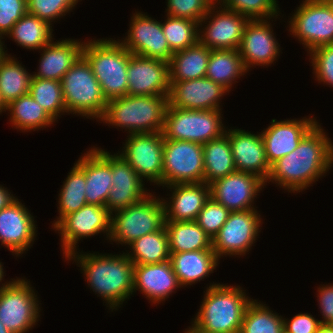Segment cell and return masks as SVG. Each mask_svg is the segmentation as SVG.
<instances>
[{
  "label": "cell",
  "mask_w": 333,
  "mask_h": 333,
  "mask_svg": "<svg viewBox=\"0 0 333 333\" xmlns=\"http://www.w3.org/2000/svg\"><path fill=\"white\" fill-rule=\"evenodd\" d=\"M320 124L300 141L295 150L271 165L265 185L271 182L288 193L298 194L328 174L333 167V142Z\"/></svg>",
  "instance_id": "cell-1"
},
{
  "label": "cell",
  "mask_w": 333,
  "mask_h": 333,
  "mask_svg": "<svg viewBox=\"0 0 333 333\" xmlns=\"http://www.w3.org/2000/svg\"><path fill=\"white\" fill-rule=\"evenodd\" d=\"M90 252L72 251L64 261L80 267L90 291L104 301L103 305L106 303L109 311H118L133 295L134 264L124 251L119 254Z\"/></svg>",
  "instance_id": "cell-2"
},
{
  "label": "cell",
  "mask_w": 333,
  "mask_h": 333,
  "mask_svg": "<svg viewBox=\"0 0 333 333\" xmlns=\"http://www.w3.org/2000/svg\"><path fill=\"white\" fill-rule=\"evenodd\" d=\"M204 288L200 308L190 324L205 333H239L246 307L253 297L239 285L210 281Z\"/></svg>",
  "instance_id": "cell-3"
},
{
  "label": "cell",
  "mask_w": 333,
  "mask_h": 333,
  "mask_svg": "<svg viewBox=\"0 0 333 333\" xmlns=\"http://www.w3.org/2000/svg\"><path fill=\"white\" fill-rule=\"evenodd\" d=\"M168 97L125 95L108 101L97 121L129 134L162 132ZM120 127V128H119Z\"/></svg>",
  "instance_id": "cell-4"
},
{
  "label": "cell",
  "mask_w": 333,
  "mask_h": 333,
  "mask_svg": "<svg viewBox=\"0 0 333 333\" xmlns=\"http://www.w3.org/2000/svg\"><path fill=\"white\" fill-rule=\"evenodd\" d=\"M82 56L88 61L107 99L127 95L130 52L116 38H85Z\"/></svg>",
  "instance_id": "cell-5"
},
{
  "label": "cell",
  "mask_w": 333,
  "mask_h": 333,
  "mask_svg": "<svg viewBox=\"0 0 333 333\" xmlns=\"http://www.w3.org/2000/svg\"><path fill=\"white\" fill-rule=\"evenodd\" d=\"M152 192L139 202L111 213L108 242L127 247L136 239L154 233L164 226L165 207L162 197Z\"/></svg>",
  "instance_id": "cell-6"
},
{
  "label": "cell",
  "mask_w": 333,
  "mask_h": 333,
  "mask_svg": "<svg viewBox=\"0 0 333 333\" xmlns=\"http://www.w3.org/2000/svg\"><path fill=\"white\" fill-rule=\"evenodd\" d=\"M60 82L68 115L96 121L103 116L108 101L90 64L83 56L66 72Z\"/></svg>",
  "instance_id": "cell-7"
},
{
  "label": "cell",
  "mask_w": 333,
  "mask_h": 333,
  "mask_svg": "<svg viewBox=\"0 0 333 333\" xmlns=\"http://www.w3.org/2000/svg\"><path fill=\"white\" fill-rule=\"evenodd\" d=\"M299 4L287 20L291 37L300 42L307 54L333 44V0H302Z\"/></svg>",
  "instance_id": "cell-8"
},
{
  "label": "cell",
  "mask_w": 333,
  "mask_h": 333,
  "mask_svg": "<svg viewBox=\"0 0 333 333\" xmlns=\"http://www.w3.org/2000/svg\"><path fill=\"white\" fill-rule=\"evenodd\" d=\"M222 112V110H190L167 106L162 131L164 139L184 140L202 145L217 139L227 128L223 122Z\"/></svg>",
  "instance_id": "cell-9"
},
{
  "label": "cell",
  "mask_w": 333,
  "mask_h": 333,
  "mask_svg": "<svg viewBox=\"0 0 333 333\" xmlns=\"http://www.w3.org/2000/svg\"><path fill=\"white\" fill-rule=\"evenodd\" d=\"M34 288L30 279L16 277L0 289V322L10 332L27 333L41 319V301Z\"/></svg>",
  "instance_id": "cell-10"
},
{
  "label": "cell",
  "mask_w": 333,
  "mask_h": 333,
  "mask_svg": "<svg viewBox=\"0 0 333 333\" xmlns=\"http://www.w3.org/2000/svg\"><path fill=\"white\" fill-rule=\"evenodd\" d=\"M52 229L60 237V251L62 258H65L72 251L78 250V244L84 238L103 234L108 242L111 231V212L106 206L86 204L78 211L64 216Z\"/></svg>",
  "instance_id": "cell-11"
},
{
  "label": "cell",
  "mask_w": 333,
  "mask_h": 333,
  "mask_svg": "<svg viewBox=\"0 0 333 333\" xmlns=\"http://www.w3.org/2000/svg\"><path fill=\"white\" fill-rule=\"evenodd\" d=\"M260 214L257 209L230 212L228 219L212 239V250L219 260L222 257L240 258L249 254L262 230L264 220Z\"/></svg>",
  "instance_id": "cell-12"
},
{
  "label": "cell",
  "mask_w": 333,
  "mask_h": 333,
  "mask_svg": "<svg viewBox=\"0 0 333 333\" xmlns=\"http://www.w3.org/2000/svg\"><path fill=\"white\" fill-rule=\"evenodd\" d=\"M163 147L162 132L129 134L117 153L144 182L163 187Z\"/></svg>",
  "instance_id": "cell-13"
},
{
  "label": "cell",
  "mask_w": 333,
  "mask_h": 333,
  "mask_svg": "<svg viewBox=\"0 0 333 333\" xmlns=\"http://www.w3.org/2000/svg\"><path fill=\"white\" fill-rule=\"evenodd\" d=\"M202 144L164 139L163 188L173 184L203 183Z\"/></svg>",
  "instance_id": "cell-14"
},
{
  "label": "cell",
  "mask_w": 333,
  "mask_h": 333,
  "mask_svg": "<svg viewBox=\"0 0 333 333\" xmlns=\"http://www.w3.org/2000/svg\"><path fill=\"white\" fill-rule=\"evenodd\" d=\"M248 22L245 16L215 2L198 23V42L211 50H238Z\"/></svg>",
  "instance_id": "cell-15"
},
{
  "label": "cell",
  "mask_w": 333,
  "mask_h": 333,
  "mask_svg": "<svg viewBox=\"0 0 333 333\" xmlns=\"http://www.w3.org/2000/svg\"><path fill=\"white\" fill-rule=\"evenodd\" d=\"M131 16L127 34L117 40L134 55L169 63L174 52L164 36L162 20L157 21L141 10L132 12Z\"/></svg>",
  "instance_id": "cell-16"
},
{
  "label": "cell",
  "mask_w": 333,
  "mask_h": 333,
  "mask_svg": "<svg viewBox=\"0 0 333 333\" xmlns=\"http://www.w3.org/2000/svg\"><path fill=\"white\" fill-rule=\"evenodd\" d=\"M277 18L280 20V17H274L264 20H249L247 23L238 51L248 72L256 66L267 68L274 65L279 59L282 53L281 45L274 35V24L272 25L273 21H277Z\"/></svg>",
  "instance_id": "cell-17"
},
{
  "label": "cell",
  "mask_w": 333,
  "mask_h": 333,
  "mask_svg": "<svg viewBox=\"0 0 333 333\" xmlns=\"http://www.w3.org/2000/svg\"><path fill=\"white\" fill-rule=\"evenodd\" d=\"M16 199L0 210V246L5 247L14 257H23L38 240L37 221L25 203ZM35 219V220H34Z\"/></svg>",
  "instance_id": "cell-18"
},
{
  "label": "cell",
  "mask_w": 333,
  "mask_h": 333,
  "mask_svg": "<svg viewBox=\"0 0 333 333\" xmlns=\"http://www.w3.org/2000/svg\"><path fill=\"white\" fill-rule=\"evenodd\" d=\"M210 197L230 212L256 209L255 200L259 197L265 181L248 172L235 171L209 184Z\"/></svg>",
  "instance_id": "cell-19"
},
{
  "label": "cell",
  "mask_w": 333,
  "mask_h": 333,
  "mask_svg": "<svg viewBox=\"0 0 333 333\" xmlns=\"http://www.w3.org/2000/svg\"><path fill=\"white\" fill-rule=\"evenodd\" d=\"M168 106L190 110H223L222 99L229 91L207 77L169 81Z\"/></svg>",
  "instance_id": "cell-20"
},
{
  "label": "cell",
  "mask_w": 333,
  "mask_h": 333,
  "mask_svg": "<svg viewBox=\"0 0 333 333\" xmlns=\"http://www.w3.org/2000/svg\"><path fill=\"white\" fill-rule=\"evenodd\" d=\"M314 115L293 119H272L260 134L265 154L271 166L278 159L295 150L300 141L319 123Z\"/></svg>",
  "instance_id": "cell-21"
},
{
  "label": "cell",
  "mask_w": 333,
  "mask_h": 333,
  "mask_svg": "<svg viewBox=\"0 0 333 333\" xmlns=\"http://www.w3.org/2000/svg\"><path fill=\"white\" fill-rule=\"evenodd\" d=\"M127 95H169V63L130 53Z\"/></svg>",
  "instance_id": "cell-22"
},
{
  "label": "cell",
  "mask_w": 333,
  "mask_h": 333,
  "mask_svg": "<svg viewBox=\"0 0 333 333\" xmlns=\"http://www.w3.org/2000/svg\"><path fill=\"white\" fill-rule=\"evenodd\" d=\"M81 155L75 164L85 173L87 204L105 206L113 183L112 153L93 146Z\"/></svg>",
  "instance_id": "cell-23"
},
{
  "label": "cell",
  "mask_w": 333,
  "mask_h": 333,
  "mask_svg": "<svg viewBox=\"0 0 333 333\" xmlns=\"http://www.w3.org/2000/svg\"><path fill=\"white\" fill-rule=\"evenodd\" d=\"M225 134L229 138L236 170L252 173L266 181L271 166L266 158L260 132L255 134L242 128L227 127Z\"/></svg>",
  "instance_id": "cell-24"
},
{
  "label": "cell",
  "mask_w": 333,
  "mask_h": 333,
  "mask_svg": "<svg viewBox=\"0 0 333 333\" xmlns=\"http://www.w3.org/2000/svg\"><path fill=\"white\" fill-rule=\"evenodd\" d=\"M183 288L172 267L170 260L147 265H134L133 268V295L139 292L149 300V303L161 304Z\"/></svg>",
  "instance_id": "cell-25"
},
{
  "label": "cell",
  "mask_w": 333,
  "mask_h": 333,
  "mask_svg": "<svg viewBox=\"0 0 333 333\" xmlns=\"http://www.w3.org/2000/svg\"><path fill=\"white\" fill-rule=\"evenodd\" d=\"M112 181L105 205L111 213L129 207L151 193L134 168L117 152L112 154Z\"/></svg>",
  "instance_id": "cell-26"
},
{
  "label": "cell",
  "mask_w": 333,
  "mask_h": 333,
  "mask_svg": "<svg viewBox=\"0 0 333 333\" xmlns=\"http://www.w3.org/2000/svg\"><path fill=\"white\" fill-rule=\"evenodd\" d=\"M165 187V190L171 192L162 197L165 221H196L205 202L210 198V187L205 182L173 184Z\"/></svg>",
  "instance_id": "cell-27"
},
{
  "label": "cell",
  "mask_w": 333,
  "mask_h": 333,
  "mask_svg": "<svg viewBox=\"0 0 333 333\" xmlns=\"http://www.w3.org/2000/svg\"><path fill=\"white\" fill-rule=\"evenodd\" d=\"M54 40L38 50L41 57L37 71L32 72L34 78L61 81L66 72L82 56L85 40L73 38Z\"/></svg>",
  "instance_id": "cell-28"
},
{
  "label": "cell",
  "mask_w": 333,
  "mask_h": 333,
  "mask_svg": "<svg viewBox=\"0 0 333 333\" xmlns=\"http://www.w3.org/2000/svg\"><path fill=\"white\" fill-rule=\"evenodd\" d=\"M170 261L183 288L204 281L220 264L213 250L171 253Z\"/></svg>",
  "instance_id": "cell-29"
},
{
  "label": "cell",
  "mask_w": 333,
  "mask_h": 333,
  "mask_svg": "<svg viewBox=\"0 0 333 333\" xmlns=\"http://www.w3.org/2000/svg\"><path fill=\"white\" fill-rule=\"evenodd\" d=\"M248 73L243 59L236 49L211 50L206 77L222 85L229 92L241 77ZM245 75V76H244Z\"/></svg>",
  "instance_id": "cell-30"
},
{
  "label": "cell",
  "mask_w": 333,
  "mask_h": 333,
  "mask_svg": "<svg viewBox=\"0 0 333 333\" xmlns=\"http://www.w3.org/2000/svg\"><path fill=\"white\" fill-rule=\"evenodd\" d=\"M9 122L12 129L32 132L55 125V120L41 107L29 93L7 105ZM10 114V115H9Z\"/></svg>",
  "instance_id": "cell-31"
},
{
  "label": "cell",
  "mask_w": 333,
  "mask_h": 333,
  "mask_svg": "<svg viewBox=\"0 0 333 333\" xmlns=\"http://www.w3.org/2000/svg\"><path fill=\"white\" fill-rule=\"evenodd\" d=\"M211 49L197 42L173 53L169 62V81H185L206 77Z\"/></svg>",
  "instance_id": "cell-32"
},
{
  "label": "cell",
  "mask_w": 333,
  "mask_h": 333,
  "mask_svg": "<svg viewBox=\"0 0 333 333\" xmlns=\"http://www.w3.org/2000/svg\"><path fill=\"white\" fill-rule=\"evenodd\" d=\"M170 253L212 250V238L196 221H165Z\"/></svg>",
  "instance_id": "cell-33"
},
{
  "label": "cell",
  "mask_w": 333,
  "mask_h": 333,
  "mask_svg": "<svg viewBox=\"0 0 333 333\" xmlns=\"http://www.w3.org/2000/svg\"><path fill=\"white\" fill-rule=\"evenodd\" d=\"M204 163V182L209 185L236 170L228 136L221 137L202 145Z\"/></svg>",
  "instance_id": "cell-34"
},
{
  "label": "cell",
  "mask_w": 333,
  "mask_h": 333,
  "mask_svg": "<svg viewBox=\"0 0 333 333\" xmlns=\"http://www.w3.org/2000/svg\"><path fill=\"white\" fill-rule=\"evenodd\" d=\"M127 248L130 250H125V254L134 265L158 264L170 260L171 253L165 226L136 239Z\"/></svg>",
  "instance_id": "cell-35"
},
{
  "label": "cell",
  "mask_w": 333,
  "mask_h": 333,
  "mask_svg": "<svg viewBox=\"0 0 333 333\" xmlns=\"http://www.w3.org/2000/svg\"><path fill=\"white\" fill-rule=\"evenodd\" d=\"M53 27L35 15L26 13L14 24L6 37L14 41L21 48L36 51L42 49L55 39Z\"/></svg>",
  "instance_id": "cell-36"
},
{
  "label": "cell",
  "mask_w": 333,
  "mask_h": 333,
  "mask_svg": "<svg viewBox=\"0 0 333 333\" xmlns=\"http://www.w3.org/2000/svg\"><path fill=\"white\" fill-rule=\"evenodd\" d=\"M15 56L8 54L0 60V96L6 106L29 93L33 78Z\"/></svg>",
  "instance_id": "cell-37"
},
{
  "label": "cell",
  "mask_w": 333,
  "mask_h": 333,
  "mask_svg": "<svg viewBox=\"0 0 333 333\" xmlns=\"http://www.w3.org/2000/svg\"><path fill=\"white\" fill-rule=\"evenodd\" d=\"M85 173L74 163L58 193V216L53 220V228L64 216L78 211L87 204L85 197Z\"/></svg>",
  "instance_id": "cell-38"
},
{
  "label": "cell",
  "mask_w": 333,
  "mask_h": 333,
  "mask_svg": "<svg viewBox=\"0 0 333 333\" xmlns=\"http://www.w3.org/2000/svg\"><path fill=\"white\" fill-rule=\"evenodd\" d=\"M269 307L265 302L252 299L246 307L239 333H284L283 315Z\"/></svg>",
  "instance_id": "cell-39"
},
{
  "label": "cell",
  "mask_w": 333,
  "mask_h": 333,
  "mask_svg": "<svg viewBox=\"0 0 333 333\" xmlns=\"http://www.w3.org/2000/svg\"><path fill=\"white\" fill-rule=\"evenodd\" d=\"M29 94L56 122L68 115L60 81L33 77Z\"/></svg>",
  "instance_id": "cell-40"
},
{
  "label": "cell",
  "mask_w": 333,
  "mask_h": 333,
  "mask_svg": "<svg viewBox=\"0 0 333 333\" xmlns=\"http://www.w3.org/2000/svg\"><path fill=\"white\" fill-rule=\"evenodd\" d=\"M165 16L162 29L173 52L192 47L198 42V22Z\"/></svg>",
  "instance_id": "cell-41"
},
{
  "label": "cell",
  "mask_w": 333,
  "mask_h": 333,
  "mask_svg": "<svg viewBox=\"0 0 333 333\" xmlns=\"http://www.w3.org/2000/svg\"><path fill=\"white\" fill-rule=\"evenodd\" d=\"M218 5L239 13L249 20H264L282 15L277 0H216ZM282 16H281V15Z\"/></svg>",
  "instance_id": "cell-42"
},
{
  "label": "cell",
  "mask_w": 333,
  "mask_h": 333,
  "mask_svg": "<svg viewBox=\"0 0 333 333\" xmlns=\"http://www.w3.org/2000/svg\"><path fill=\"white\" fill-rule=\"evenodd\" d=\"M82 0H27V13L35 15L51 26L70 14Z\"/></svg>",
  "instance_id": "cell-43"
},
{
  "label": "cell",
  "mask_w": 333,
  "mask_h": 333,
  "mask_svg": "<svg viewBox=\"0 0 333 333\" xmlns=\"http://www.w3.org/2000/svg\"><path fill=\"white\" fill-rule=\"evenodd\" d=\"M312 74L318 84L333 87V44L320 46L308 53Z\"/></svg>",
  "instance_id": "cell-44"
},
{
  "label": "cell",
  "mask_w": 333,
  "mask_h": 333,
  "mask_svg": "<svg viewBox=\"0 0 333 333\" xmlns=\"http://www.w3.org/2000/svg\"><path fill=\"white\" fill-rule=\"evenodd\" d=\"M165 15L186 18L196 22L207 14L216 0H166Z\"/></svg>",
  "instance_id": "cell-45"
},
{
  "label": "cell",
  "mask_w": 333,
  "mask_h": 333,
  "mask_svg": "<svg viewBox=\"0 0 333 333\" xmlns=\"http://www.w3.org/2000/svg\"><path fill=\"white\" fill-rule=\"evenodd\" d=\"M229 214L230 211L227 208L210 197L199 212L196 222L213 239Z\"/></svg>",
  "instance_id": "cell-46"
},
{
  "label": "cell",
  "mask_w": 333,
  "mask_h": 333,
  "mask_svg": "<svg viewBox=\"0 0 333 333\" xmlns=\"http://www.w3.org/2000/svg\"><path fill=\"white\" fill-rule=\"evenodd\" d=\"M27 13V0H0V37L6 38L14 24Z\"/></svg>",
  "instance_id": "cell-47"
},
{
  "label": "cell",
  "mask_w": 333,
  "mask_h": 333,
  "mask_svg": "<svg viewBox=\"0 0 333 333\" xmlns=\"http://www.w3.org/2000/svg\"><path fill=\"white\" fill-rule=\"evenodd\" d=\"M311 313H298L289 318H283L284 333H317L320 320L313 317Z\"/></svg>",
  "instance_id": "cell-48"
},
{
  "label": "cell",
  "mask_w": 333,
  "mask_h": 333,
  "mask_svg": "<svg viewBox=\"0 0 333 333\" xmlns=\"http://www.w3.org/2000/svg\"><path fill=\"white\" fill-rule=\"evenodd\" d=\"M317 302L322 319L321 324L333 325V284H321L317 287Z\"/></svg>",
  "instance_id": "cell-49"
},
{
  "label": "cell",
  "mask_w": 333,
  "mask_h": 333,
  "mask_svg": "<svg viewBox=\"0 0 333 333\" xmlns=\"http://www.w3.org/2000/svg\"><path fill=\"white\" fill-rule=\"evenodd\" d=\"M8 188L4 187V184H0V210L9 206L18 197L14 196Z\"/></svg>",
  "instance_id": "cell-50"
},
{
  "label": "cell",
  "mask_w": 333,
  "mask_h": 333,
  "mask_svg": "<svg viewBox=\"0 0 333 333\" xmlns=\"http://www.w3.org/2000/svg\"><path fill=\"white\" fill-rule=\"evenodd\" d=\"M4 263H2V261L0 262V289L3 288L5 285H7L13 278H11L10 280H6L4 279L5 275V271H4Z\"/></svg>",
  "instance_id": "cell-51"
},
{
  "label": "cell",
  "mask_w": 333,
  "mask_h": 333,
  "mask_svg": "<svg viewBox=\"0 0 333 333\" xmlns=\"http://www.w3.org/2000/svg\"><path fill=\"white\" fill-rule=\"evenodd\" d=\"M317 333H333V325L321 324Z\"/></svg>",
  "instance_id": "cell-52"
},
{
  "label": "cell",
  "mask_w": 333,
  "mask_h": 333,
  "mask_svg": "<svg viewBox=\"0 0 333 333\" xmlns=\"http://www.w3.org/2000/svg\"><path fill=\"white\" fill-rule=\"evenodd\" d=\"M5 41L2 37H0V60L5 56L8 55V51L6 49Z\"/></svg>",
  "instance_id": "cell-53"
},
{
  "label": "cell",
  "mask_w": 333,
  "mask_h": 333,
  "mask_svg": "<svg viewBox=\"0 0 333 333\" xmlns=\"http://www.w3.org/2000/svg\"><path fill=\"white\" fill-rule=\"evenodd\" d=\"M184 333H205L202 332L201 330L195 328L192 324L190 326H188L187 329H185Z\"/></svg>",
  "instance_id": "cell-54"
},
{
  "label": "cell",
  "mask_w": 333,
  "mask_h": 333,
  "mask_svg": "<svg viewBox=\"0 0 333 333\" xmlns=\"http://www.w3.org/2000/svg\"><path fill=\"white\" fill-rule=\"evenodd\" d=\"M7 111V106L5 105V103L3 102V100L1 99V96H0V116L2 113H6Z\"/></svg>",
  "instance_id": "cell-55"
},
{
  "label": "cell",
  "mask_w": 333,
  "mask_h": 333,
  "mask_svg": "<svg viewBox=\"0 0 333 333\" xmlns=\"http://www.w3.org/2000/svg\"><path fill=\"white\" fill-rule=\"evenodd\" d=\"M0 333H12L0 322Z\"/></svg>",
  "instance_id": "cell-56"
}]
</instances>
